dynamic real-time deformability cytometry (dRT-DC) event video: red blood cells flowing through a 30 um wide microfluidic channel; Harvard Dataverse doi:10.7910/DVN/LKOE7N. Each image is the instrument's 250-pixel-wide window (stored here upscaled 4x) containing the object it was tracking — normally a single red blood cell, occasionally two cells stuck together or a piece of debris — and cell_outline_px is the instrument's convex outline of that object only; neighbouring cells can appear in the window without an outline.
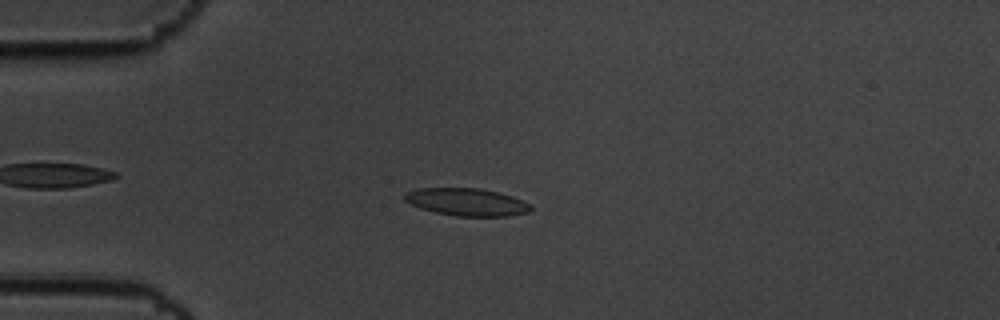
{"species": "common noctule bat (a hibernating species)", "species_latin": "Nyctalus noctula", "temperature_condition": "cold", "stored_images_in_passage": 59, "camera_frame_rate_fps": 3000, "um_per_image_px": 0.085, "animal": {"sex": "male", "body_mass_g": 19.5, "forearm_length_mm": 54.6}, "frame": {"image": 1, "passage_image": 15, "time_ms": 4.667, "image_size_px": [1000, 320], "cell_outline_px": [[532, 208], [528, 212], [508, 216], [456, 216], [436, 212], [420, 208], [404, 200], [404, 192], [416, 188], [480, 188], [500, 192], [512, 196], [532, 204]], "centroid_in_image_um": [39.68, 17.16], "position_along_channel_um": 45.3, "area_um2": 20.35}}
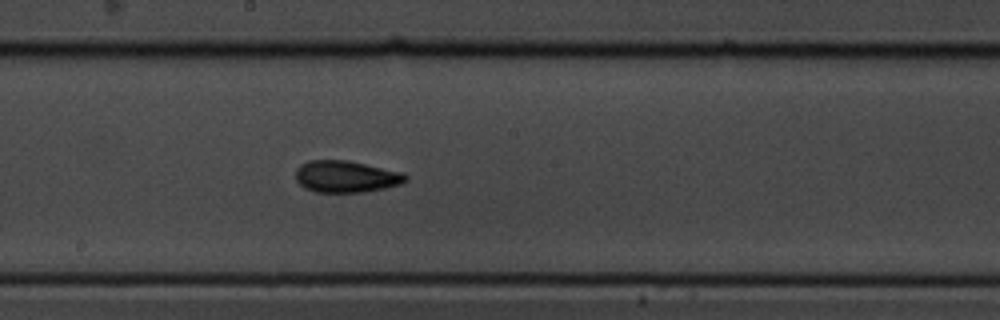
{"frame": {"image": 2, "passage_image": 32, "time_ms": 10.333, "image_size_px": [1000, 320], "cell_outline_px": [[408, 180], [400, 184], [384, 188], [364, 192], [316, 192], [304, 188], [296, 180], [296, 168], [300, 164], [308, 160], [344, 160], [404, 172], [408, 176]], "centroid_in_image_um": [29.4, 15.01], "position_along_channel_um": 218.8, "area_um2": 20.4}}
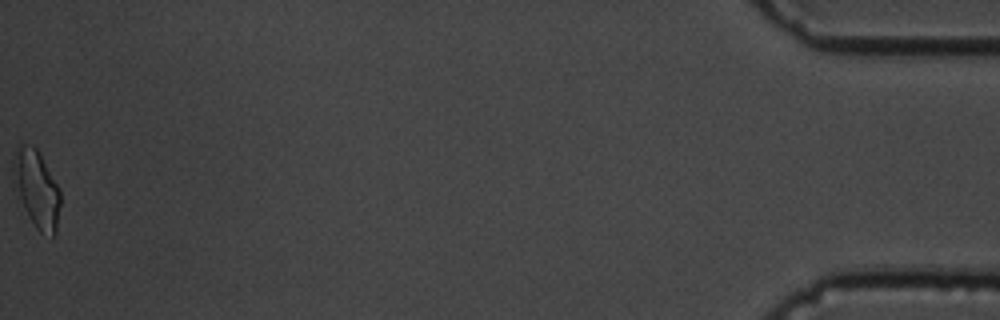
{"frame": {"image": 3, "passage_image": 59, "time_ms": 19.333, "image_size_px": [1000, 320], "cell_outline_px": [[60, 204], [56, 232], [52, 240], [40, 232], [36, 228], [28, 216], [24, 208], [12, 180], [12, 156], [20, 140], [32, 144], [36, 148], [60, 188]], "centroid_in_image_um": [3.09, 16.02], "position_along_channel_um": 432.1, "area_um2": 21.79}, "authors_computed_cell_mechanics": {"area_um2": 19.5942, "velocity_mm_per_s": 3.4095, "shape_relaxation_time_tau1_ms": 3.9235, "shape_relaxation_time_tau2_ms": 2.4671, "deformation_change_tau1": 0.1427, "deformation_change_tau2": 0.0884}}